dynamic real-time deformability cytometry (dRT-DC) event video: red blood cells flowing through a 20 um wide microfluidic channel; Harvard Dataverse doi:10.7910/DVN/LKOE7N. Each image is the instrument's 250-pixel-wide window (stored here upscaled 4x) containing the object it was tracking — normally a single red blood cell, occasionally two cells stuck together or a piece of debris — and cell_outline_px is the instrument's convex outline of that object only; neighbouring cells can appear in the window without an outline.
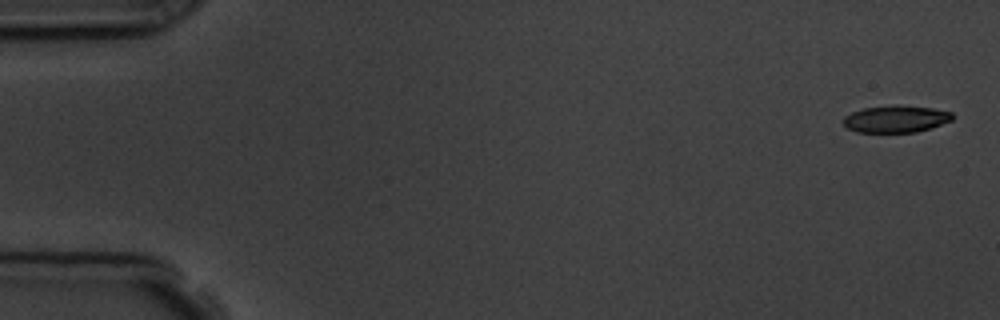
{"species": "common noctule bat (a hibernating species)", "species_latin": "Nyctalus noctula", "temperature_condition": "room temperature", "stored_images_in_passage": 6, "camera_frame_rate_fps": 3000, "um_per_image_px": 0.085, "animal": {"sex": "male", "body_mass_g": 19.5, "forearm_length_mm": 54.6}, "frame": {"image": 1, "passage_image": 1, "time_ms": 0.0, "image_size_px": [1000, 320], "cell_outline_px": [[952, 120], [916, 132], [856, 132], [848, 128], [844, 124], [844, 116], [852, 112], [864, 108], [896, 104], [932, 108], [952, 112]], "centroid_in_image_um": [76.13, 10.1], "position_along_channel_um": 8.9, "area_um2": 17.05}}
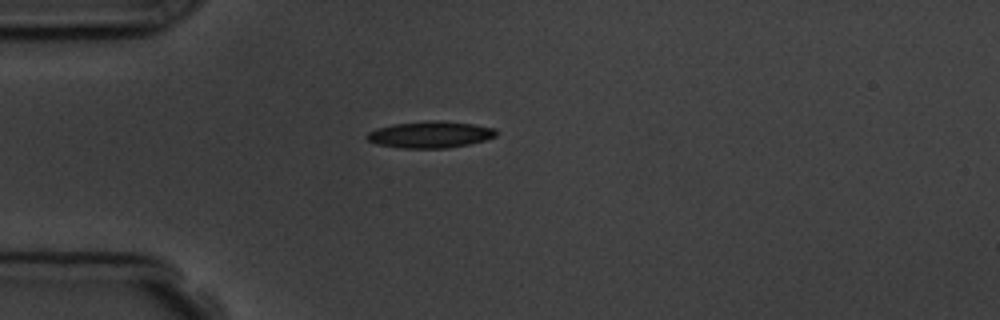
{"frame": {"image": 2, "passage_image": 5, "time_ms": 4.333, "image_size_px": [1000, 320], "cell_outline_px": [[496, 136], [484, 140], [468, 144], [444, 148], [400, 148], [376, 144], [368, 140], [364, 136], [368, 132], [376, 128], [396, 124], [432, 120], [440, 120], [472, 124], [496, 128]], "centroid_in_image_um": [36.54, 11.44], "position_along_channel_um": 48.5, "area_um2": 19.94}}